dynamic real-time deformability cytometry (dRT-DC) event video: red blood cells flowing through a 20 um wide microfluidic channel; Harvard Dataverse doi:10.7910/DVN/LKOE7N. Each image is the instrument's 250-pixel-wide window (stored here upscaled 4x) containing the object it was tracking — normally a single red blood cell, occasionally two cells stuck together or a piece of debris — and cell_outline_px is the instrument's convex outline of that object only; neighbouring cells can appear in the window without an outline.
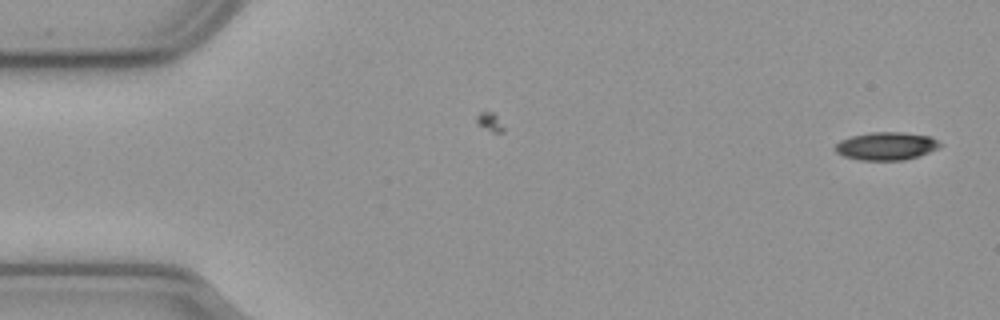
{"species": "common noctule bat (a hibernating species)", "species_latin": "Nyctalus noctula", "temperature_condition": "cold", "stored_images_in_passage": 5, "camera_frame_rate_fps": 3000, "um_per_image_px": 0.085, "animal": {"sex": "male", "body_mass_g": 23.1, "forearm_length_mm": 52.7}, "frame": {"image": 1, "passage_image": 1, "time_ms": 0.0, "image_size_px": [1000, 320], "cell_outline_px": [[944, 144], [928, 152], [904, 160], [860, 160], [844, 156], [836, 152], [832, 148], [840, 140], [852, 136], [868, 132], [904, 132], [928, 136]], "centroid_in_image_um": [75.28, 12.41], "position_along_channel_um": 9.7, "area_um2": 16.99}}